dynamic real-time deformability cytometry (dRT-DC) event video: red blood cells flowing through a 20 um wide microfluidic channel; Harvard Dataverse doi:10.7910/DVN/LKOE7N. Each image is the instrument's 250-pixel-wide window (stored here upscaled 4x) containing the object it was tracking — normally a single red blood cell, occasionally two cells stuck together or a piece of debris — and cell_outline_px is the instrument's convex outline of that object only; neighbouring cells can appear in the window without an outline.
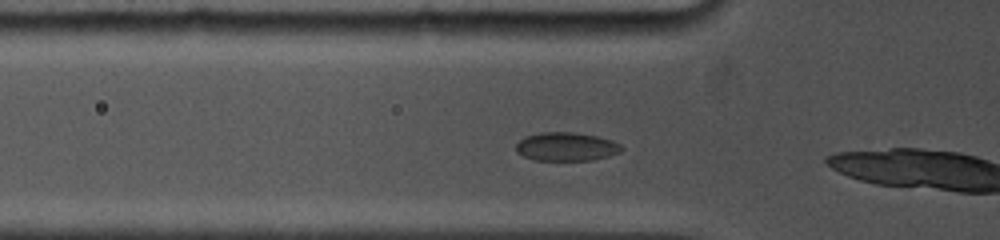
{"species": "common noctule bat (a hibernating species)", "species_latin": "Nyctalus noctula", "temperature_condition": "cold", "stored_images_in_passage": 39, "camera_frame_rate_fps": 5000, "um_per_image_px": 0.085, "animal": {"sex": "female", "body_mass_g": 19.0, "forearm_length_mm": 53.3}, "frame": {"image": 1, "passage_image": 3, "time_ms": 1.0, "image_size_px": [1000, 240], "cell_outline_px": [[624, 148], [620, 152], [608, 156], [592, 160], [536, 160], [524, 156], [516, 152], [516, 144], [524, 136], [540, 132], [572, 132], [596, 136], [612, 140], [620, 144]], "centroid_in_image_um": [48.13, 12.46], "position_along_channel_um": 77.7, "area_um2": 17.57}}
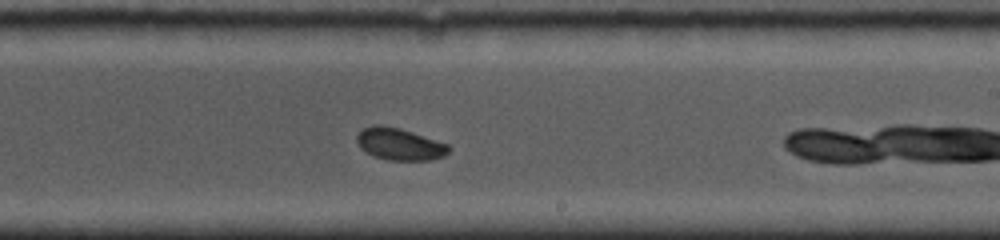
{"frame": {"image": 2, "passage_image": 19, "time_ms": 5.6, "image_size_px": [1000, 240], "cell_outline_px": [[452, 148], [444, 156], [432, 160], [388, 160], [372, 156], [360, 148], [356, 140], [356, 136], [364, 128], [372, 124], [380, 124], [400, 128], [448, 144]], "centroid_in_image_um": [33.95, 12.25], "position_along_channel_um": 255.0, "area_um2": 17.28}}
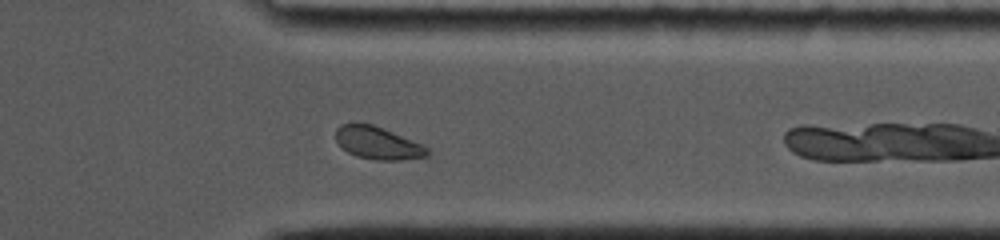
{"frame": {"image": 3, "passage_image": 30, "time_ms": 8.8, "image_size_px": [1000, 240], "cell_outline_px": [[428, 156], [400, 160], [376, 160], [356, 156], [340, 148], [336, 140], [336, 128], [340, 124], [372, 124], [392, 132], [420, 144], [428, 148]], "centroid_in_image_um": [32.06, 12.17], "position_along_channel_um": 379.3, "area_um2": 17.11}, "authors_computed_cell_mechanics": {"area_um2": 17.34, "velocity_mm_per_s": 3.8544, "shape_relaxation_time_tau1_ms": 6.6777, "shape_relaxation_time_tau2_ms": null, "deformation_change_tau1": 0.1168, "deformation_change_tau2": null}}